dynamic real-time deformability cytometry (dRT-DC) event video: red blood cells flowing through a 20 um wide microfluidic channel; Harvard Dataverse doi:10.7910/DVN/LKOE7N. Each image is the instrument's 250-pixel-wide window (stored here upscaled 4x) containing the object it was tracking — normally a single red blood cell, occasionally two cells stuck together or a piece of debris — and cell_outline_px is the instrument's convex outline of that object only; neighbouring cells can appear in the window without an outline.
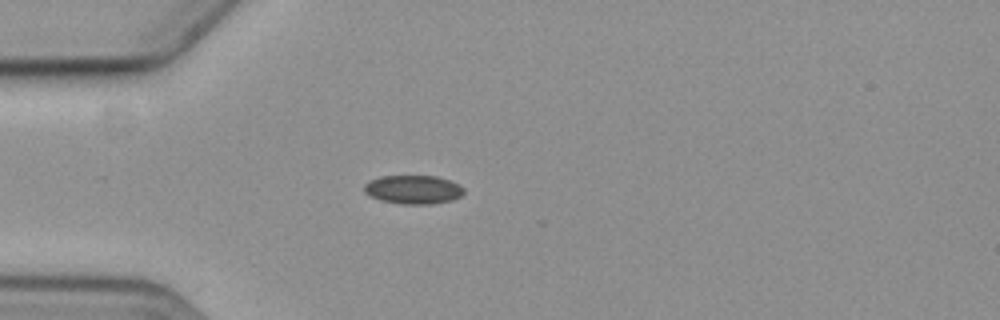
{"species": "common noctule bat (a hibernating species)", "species_latin": "Nyctalus noctula", "temperature_condition": "cold", "stored_images_in_passage": 5, "camera_frame_rate_fps": 3000, "um_per_image_px": 0.085, "animal": {"sex": "female", "body_mass_g": 19.3, "forearm_length_mm": 54.1}, "frame": {"image": 1, "passage_image": 5, "time_ms": 4.667, "image_size_px": [1000, 320], "cell_outline_px": [[464, 192], [460, 196], [452, 200], [432, 204], [400, 204], [380, 200], [364, 192], [364, 184], [368, 180], [380, 176], [436, 176], [460, 184], [464, 188]], "centroid_in_image_um": [35.12, 16.11], "position_along_channel_um": 49.9, "area_um2": 16.76}}